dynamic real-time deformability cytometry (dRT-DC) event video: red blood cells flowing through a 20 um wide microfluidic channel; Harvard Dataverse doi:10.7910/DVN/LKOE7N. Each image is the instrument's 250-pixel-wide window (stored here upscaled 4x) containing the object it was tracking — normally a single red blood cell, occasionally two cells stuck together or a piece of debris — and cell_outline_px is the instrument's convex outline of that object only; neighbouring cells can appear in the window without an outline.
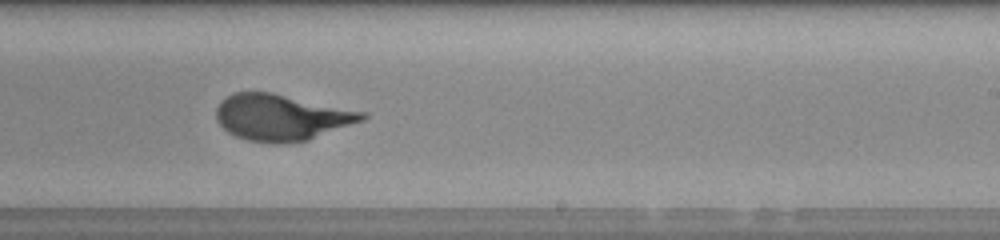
{"species": "human", "species_latin": "Homo sapiens", "temperature_condition": "room temperature", "stored_images_in_passage": 33, "camera_frame_rate_fps": 3000, "um_per_image_px": 0.085, "donor": {"sex": "male"}, "frame": {"image": 1, "passage_image": 15, "time_ms": 4.667, "image_size_px": [1000, 240], "cell_outline_px": [[368, 116], [364, 120], [308, 140], [276, 144], [272, 144], [248, 140], [236, 136], [228, 132], [216, 120], [216, 108], [220, 100], [236, 92], [272, 92], [368, 112]], "centroid_in_image_um": [23.94, 9.97], "position_along_channel_um": 265.1, "area_um2": 39.48}}